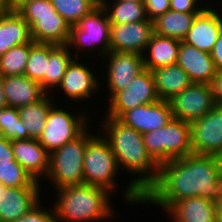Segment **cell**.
<instances>
[{
	"mask_svg": "<svg viewBox=\"0 0 222 222\" xmlns=\"http://www.w3.org/2000/svg\"><path fill=\"white\" fill-rule=\"evenodd\" d=\"M221 192L220 158L190 154L160 165L159 176L144 193L142 203L159 206L166 212L175 202L194 196L216 202Z\"/></svg>",
	"mask_w": 222,
	"mask_h": 222,
	"instance_id": "cell-1",
	"label": "cell"
},
{
	"mask_svg": "<svg viewBox=\"0 0 222 222\" xmlns=\"http://www.w3.org/2000/svg\"><path fill=\"white\" fill-rule=\"evenodd\" d=\"M101 134L109 143L118 167L123 172L136 175L122 190L129 205L142 204L144 193L156 182L160 166L148 154L143 134L125 125L118 118L105 116L100 121ZM103 130V131H102Z\"/></svg>",
	"mask_w": 222,
	"mask_h": 222,
	"instance_id": "cell-2",
	"label": "cell"
},
{
	"mask_svg": "<svg viewBox=\"0 0 222 222\" xmlns=\"http://www.w3.org/2000/svg\"><path fill=\"white\" fill-rule=\"evenodd\" d=\"M55 194L52 206L56 222H102L116 215L112 194L104 188L80 184L59 188Z\"/></svg>",
	"mask_w": 222,
	"mask_h": 222,
	"instance_id": "cell-3",
	"label": "cell"
},
{
	"mask_svg": "<svg viewBox=\"0 0 222 222\" xmlns=\"http://www.w3.org/2000/svg\"><path fill=\"white\" fill-rule=\"evenodd\" d=\"M16 12L28 23L34 42L68 44L71 27L56 11L51 0L26 2Z\"/></svg>",
	"mask_w": 222,
	"mask_h": 222,
	"instance_id": "cell-4",
	"label": "cell"
},
{
	"mask_svg": "<svg viewBox=\"0 0 222 222\" xmlns=\"http://www.w3.org/2000/svg\"><path fill=\"white\" fill-rule=\"evenodd\" d=\"M91 131L92 127L88 126L77 138L50 153L49 170L45 178L50 184L52 182L53 191L65 186L84 184V152L87 142L96 134Z\"/></svg>",
	"mask_w": 222,
	"mask_h": 222,
	"instance_id": "cell-5",
	"label": "cell"
},
{
	"mask_svg": "<svg viewBox=\"0 0 222 222\" xmlns=\"http://www.w3.org/2000/svg\"><path fill=\"white\" fill-rule=\"evenodd\" d=\"M148 154L160 166L193 154L190 123L172 118L164 127L143 134Z\"/></svg>",
	"mask_w": 222,
	"mask_h": 222,
	"instance_id": "cell-6",
	"label": "cell"
},
{
	"mask_svg": "<svg viewBox=\"0 0 222 222\" xmlns=\"http://www.w3.org/2000/svg\"><path fill=\"white\" fill-rule=\"evenodd\" d=\"M110 25L108 14L100 4L77 25L71 26L67 45L71 52L74 51V58H80L79 55L84 52L88 57L93 53L102 59L110 51Z\"/></svg>",
	"mask_w": 222,
	"mask_h": 222,
	"instance_id": "cell-7",
	"label": "cell"
},
{
	"mask_svg": "<svg viewBox=\"0 0 222 222\" xmlns=\"http://www.w3.org/2000/svg\"><path fill=\"white\" fill-rule=\"evenodd\" d=\"M120 172L109 143L101 134L96 133L87 142L84 152V184L98 186L115 194L119 187L116 180Z\"/></svg>",
	"mask_w": 222,
	"mask_h": 222,
	"instance_id": "cell-8",
	"label": "cell"
},
{
	"mask_svg": "<svg viewBox=\"0 0 222 222\" xmlns=\"http://www.w3.org/2000/svg\"><path fill=\"white\" fill-rule=\"evenodd\" d=\"M54 104L48 113L46 124L38 137L39 143L49 152L62 147L65 143L74 140L88 127L89 116L86 111L72 113L63 107ZM72 113V114H71ZM87 114V115H86Z\"/></svg>",
	"mask_w": 222,
	"mask_h": 222,
	"instance_id": "cell-9",
	"label": "cell"
},
{
	"mask_svg": "<svg viewBox=\"0 0 222 222\" xmlns=\"http://www.w3.org/2000/svg\"><path fill=\"white\" fill-rule=\"evenodd\" d=\"M152 72L144 69L121 91L107 101L104 116L119 118L125 111L159 101Z\"/></svg>",
	"mask_w": 222,
	"mask_h": 222,
	"instance_id": "cell-10",
	"label": "cell"
},
{
	"mask_svg": "<svg viewBox=\"0 0 222 222\" xmlns=\"http://www.w3.org/2000/svg\"><path fill=\"white\" fill-rule=\"evenodd\" d=\"M173 118L191 123L206 115L215 106L211 85L192 83L168 100Z\"/></svg>",
	"mask_w": 222,
	"mask_h": 222,
	"instance_id": "cell-11",
	"label": "cell"
},
{
	"mask_svg": "<svg viewBox=\"0 0 222 222\" xmlns=\"http://www.w3.org/2000/svg\"><path fill=\"white\" fill-rule=\"evenodd\" d=\"M193 154L222 156V106L190 123Z\"/></svg>",
	"mask_w": 222,
	"mask_h": 222,
	"instance_id": "cell-12",
	"label": "cell"
},
{
	"mask_svg": "<svg viewBox=\"0 0 222 222\" xmlns=\"http://www.w3.org/2000/svg\"><path fill=\"white\" fill-rule=\"evenodd\" d=\"M96 72L91 70L87 65L79 58H73L68 64L65 74L63 75L61 82L56 88V92L62 91V95L70 101L81 103L86 99H91L95 96L96 92L103 91L101 89V78L97 76ZM100 80H99V79ZM59 89V90H58ZM101 89V90H100ZM58 90V91H57ZM93 94V95H92Z\"/></svg>",
	"mask_w": 222,
	"mask_h": 222,
	"instance_id": "cell-13",
	"label": "cell"
},
{
	"mask_svg": "<svg viewBox=\"0 0 222 222\" xmlns=\"http://www.w3.org/2000/svg\"><path fill=\"white\" fill-rule=\"evenodd\" d=\"M102 59H106V73L107 76H103V79L107 77L109 91L108 101L119 91L124 89L131 80L141 73L144 67V61L142 54L127 53V52H113L109 51Z\"/></svg>",
	"mask_w": 222,
	"mask_h": 222,
	"instance_id": "cell-14",
	"label": "cell"
},
{
	"mask_svg": "<svg viewBox=\"0 0 222 222\" xmlns=\"http://www.w3.org/2000/svg\"><path fill=\"white\" fill-rule=\"evenodd\" d=\"M154 33L153 21L110 25V51L143 54Z\"/></svg>",
	"mask_w": 222,
	"mask_h": 222,
	"instance_id": "cell-15",
	"label": "cell"
},
{
	"mask_svg": "<svg viewBox=\"0 0 222 222\" xmlns=\"http://www.w3.org/2000/svg\"><path fill=\"white\" fill-rule=\"evenodd\" d=\"M207 5L193 20L191 28L182 40L188 45L210 53L222 30V12Z\"/></svg>",
	"mask_w": 222,
	"mask_h": 222,
	"instance_id": "cell-16",
	"label": "cell"
},
{
	"mask_svg": "<svg viewBox=\"0 0 222 222\" xmlns=\"http://www.w3.org/2000/svg\"><path fill=\"white\" fill-rule=\"evenodd\" d=\"M41 187L13 188L4 186L0 192V222H12L27 214L44 199Z\"/></svg>",
	"mask_w": 222,
	"mask_h": 222,
	"instance_id": "cell-17",
	"label": "cell"
},
{
	"mask_svg": "<svg viewBox=\"0 0 222 222\" xmlns=\"http://www.w3.org/2000/svg\"><path fill=\"white\" fill-rule=\"evenodd\" d=\"M173 118L168 101L159 100L125 111L118 119L125 125L145 134L164 127Z\"/></svg>",
	"mask_w": 222,
	"mask_h": 222,
	"instance_id": "cell-18",
	"label": "cell"
},
{
	"mask_svg": "<svg viewBox=\"0 0 222 222\" xmlns=\"http://www.w3.org/2000/svg\"><path fill=\"white\" fill-rule=\"evenodd\" d=\"M14 158L37 182L45 177L49 170L50 153L38 139L12 140Z\"/></svg>",
	"mask_w": 222,
	"mask_h": 222,
	"instance_id": "cell-19",
	"label": "cell"
},
{
	"mask_svg": "<svg viewBox=\"0 0 222 222\" xmlns=\"http://www.w3.org/2000/svg\"><path fill=\"white\" fill-rule=\"evenodd\" d=\"M177 64L186 71L192 83L211 85L217 69L211 54L181 41Z\"/></svg>",
	"mask_w": 222,
	"mask_h": 222,
	"instance_id": "cell-20",
	"label": "cell"
},
{
	"mask_svg": "<svg viewBox=\"0 0 222 222\" xmlns=\"http://www.w3.org/2000/svg\"><path fill=\"white\" fill-rule=\"evenodd\" d=\"M166 213L171 222H217L216 203L200 196L179 200Z\"/></svg>",
	"mask_w": 222,
	"mask_h": 222,
	"instance_id": "cell-21",
	"label": "cell"
},
{
	"mask_svg": "<svg viewBox=\"0 0 222 222\" xmlns=\"http://www.w3.org/2000/svg\"><path fill=\"white\" fill-rule=\"evenodd\" d=\"M3 90L8 106L13 108L35 103L47 95L39 82L25 75L4 76Z\"/></svg>",
	"mask_w": 222,
	"mask_h": 222,
	"instance_id": "cell-22",
	"label": "cell"
},
{
	"mask_svg": "<svg viewBox=\"0 0 222 222\" xmlns=\"http://www.w3.org/2000/svg\"><path fill=\"white\" fill-rule=\"evenodd\" d=\"M181 40L153 33L143 56L144 67L150 71L177 63ZM147 50V51H146Z\"/></svg>",
	"mask_w": 222,
	"mask_h": 222,
	"instance_id": "cell-23",
	"label": "cell"
},
{
	"mask_svg": "<svg viewBox=\"0 0 222 222\" xmlns=\"http://www.w3.org/2000/svg\"><path fill=\"white\" fill-rule=\"evenodd\" d=\"M151 72L160 100L168 101L175 94L180 93L192 84L186 71L177 63L153 69Z\"/></svg>",
	"mask_w": 222,
	"mask_h": 222,
	"instance_id": "cell-24",
	"label": "cell"
},
{
	"mask_svg": "<svg viewBox=\"0 0 222 222\" xmlns=\"http://www.w3.org/2000/svg\"><path fill=\"white\" fill-rule=\"evenodd\" d=\"M30 41V27L16 11L0 15V57L12 47Z\"/></svg>",
	"mask_w": 222,
	"mask_h": 222,
	"instance_id": "cell-25",
	"label": "cell"
},
{
	"mask_svg": "<svg viewBox=\"0 0 222 222\" xmlns=\"http://www.w3.org/2000/svg\"><path fill=\"white\" fill-rule=\"evenodd\" d=\"M197 14L199 13H183L168 10L153 20L154 33L182 41L186 37Z\"/></svg>",
	"mask_w": 222,
	"mask_h": 222,
	"instance_id": "cell-26",
	"label": "cell"
},
{
	"mask_svg": "<svg viewBox=\"0 0 222 222\" xmlns=\"http://www.w3.org/2000/svg\"><path fill=\"white\" fill-rule=\"evenodd\" d=\"M69 46L56 45L49 43V59L47 61L46 72L44 75V90L50 94V89L57 88L68 64L74 58Z\"/></svg>",
	"mask_w": 222,
	"mask_h": 222,
	"instance_id": "cell-27",
	"label": "cell"
},
{
	"mask_svg": "<svg viewBox=\"0 0 222 222\" xmlns=\"http://www.w3.org/2000/svg\"><path fill=\"white\" fill-rule=\"evenodd\" d=\"M55 103L57 104V101L54 102L53 96L47 94L43 99L35 103L18 108L20 119L31 138L38 139L41 135L50 108Z\"/></svg>",
	"mask_w": 222,
	"mask_h": 222,
	"instance_id": "cell-28",
	"label": "cell"
},
{
	"mask_svg": "<svg viewBox=\"0 0 222 222\" xmlns=\"http://www.w3.org/2000/svg\"><path fill=\"white\" fill-rule=\"evenodd\" d=\"M100 4L107 12L110 24H124L149 20L146 16L144 3L100 0Z\"/></svg>",
	"mask_w": 222,
	"mask_h": 222,
	"instance_id": "cell-29",
	"label": "cell"
},
{
	"mask_svg": "<svg viewBox=\"0 0 222 222\" xmlns=\"http://www.w3.org/2000/svg\"><path fill=\"white\" fill-rule=\"evenodd\" d=\"M56 11L71 26L100 5V0H51Z\"/></svg>",
	"mask_w": 222,
	"mask_h": 222,
	"instance_id": "cell-30",
	"label": "cell"
},
{
	"mask_svg": "<svg viewBox=\"0 0 222 222\" xmlns=\"http://www.w3.org/2000/svg\"><path fill=\"white\" fill-rule=\"evenodd\" d=\"M30 54V42L9 49L0 57V75H24Z\"/></svg>",
	"mask_w": 222,
	"mask_h": 222,
	"instance_id": "cell-31",
	"label": "cell"
},
{
	"mask_svg": "<svg viewBox=\"0 0 222 222\" xmlns=\"http://www.w3.org/2000/svg\"><path fill=\"white\" fill-rule=\"evenodd\" d=\"M49 59V43L30 41V54L24 75L37 81L44 89V75Z\"/></svg>",
	"mask_w": 222,
	"mask_h": 222,
	"instance_id": "cell-32",
	"label": "cell"
},
{
	"mask_svg": "<svg viewBox=\"0 0 222 222\" xmlns=\"http://www.w3.org/2000/svg\"><path fill=\"white\" fill-rule=\"evenodd\" d=\"M0 135L10 140L31 139L20 119L18 108L0 107Z\"/></svg>",
	"mask_w": 222,
	"mask_h": 222,
	"instance_id": "cell-33",
	"label": "cell"
},
{
	"mask_svg": "<svg viewBox=\"0 0 222 222\" xmlns=\"http://www.w3.org/2000/svg\"><path fill=\"white\" fill-rule=\"evenodd\" d=\"M0 182L5 187L42 186L19 164L17 160L0 163Z\"/></svg>",
	"mask_w": 222,
	"mask_h": 222,
	"instance_id": "cell-34",
	"label": "cell"
},
{
	"mask_svg": "<svg viewBox=\"0 0 222 222\" xmlns=\"http://www.w3.org/2000/svg\"><path fill=\"white\" fill-rule=\"evenodd\" d=\"M40 201L35 205L27 214L23 217L12 221V222H56L54 216V209L46 208L41 204Z\"/></svg>",
	"mask_w": 222,
	"mask_h": 222,
	"instance_id": "cell-35",
	"label": "cell"
},
{
	"mask_svg": "<svg viewBox=\"0 0 222 222\" xmlns=\"http://www.w3.org/2000/svg\"><path fill=\"white\" fill-rule=\"evenodd\" d=\"M146 16L153 21L170 10V0H144Z\"/></svg>",
	"mask_w": 222,
	"mask_h": 222,
	"instance_id": "cell-36",
	"label": "cell"
},
{
	"mask_svg": "<svg viewBox=\"0 0 222 222\" xmlns=\"http://www.w3.org/2000/svg\"><path fill=\"white\" fill-rule=\"evenodd\" d=\"M202 0H170V10L183 13H200L207 4ZM202 4V5H201Z\"/></svg>",
	"mask_w": 222,
	"mask_h": 222,
	"instance_id": "cell-37",
	"label": "cell"
},
{
	"mask_svg": "<svg viewBox=\"0 0 222 222\" xmlns=\"http://www.w3.org/2000/svg\"><path fill=\"white\" fill-rule=\"evenodd\" d=\"M15 160L12 149V140L0 135V163H9Z\"/></svg>",
	"mask_w": 222,
	"mask_h": 222,
	"instance_id": "cell-38",
	"label": "cell"
},
{
	"mask_svg": "<svg viewBox=\"0 0 222 222\" xmlns=\"http://www.w3.org/2000/svg\"><path fill=\"white\" fill-rule=\"evenodd\" d=\"M210 54L217 71H222V30Z\"/></svg>",
	"mask_w": 222,
	"mask_h": 222,
	"instance_id": "cell-39",
	"label": "cell"
},
{
	"mask_svg": "<svg viewBox=\"0 0 222 222\" xmlns=\"http://www.w3.org/2000/svg\"><path fill=\"white\" fill-rule=\"evenodd\" d=\"M215 105L222 106V71H217L211 84Z\"/></svg>",
	"mask_w": 222,
	"mask_h": 222,
	"instance_id": "cell-40",
	"label": "cell"
},
{
	"mask_svg": "<svg viewBox=\"0 0 222 222\" xmlns=\"http://www.w3.org/2000/svg\"><path fill=\"white\" fill-rule=\"evenodd\" d=\"M32 0H6L7 6L10 11H17L21 6H23L26 2Z\"/></svg>",
	"mask_w": 222,
	"mask_h": 222,
	"instance_id": "cell-41",
	"label": "cell"
},
{
	"mask_svg": "<svg viewBox=\"0 0 222 222\" xmlns=\"http://www.w3.org/2000/svg\"><path fill=\"white\" fill-rule=\"evenodd\" d=\"M216 203L217 222H222V192Z\"/></svg>",
	"mask_w": 222,
	"mask_h": 222,
	"instance_id": "cell-42",
	"label": "cell"
},
{
	"mask_svg": "<svg viewBox=\"0 0 222 222\" xmlns=\"http://www.w3.org/2000/svg\"><path fill=\"white\" fill-rule=\"evenodd\" d=\"M7 101L3 90V77L0 75V107H7Z\"/></svg>",
	"mask_w": 222,
	"mask_h": 222,
	"instance_id": "cell-43",
	"label": "cell"
},
{
	"mask_svg": "<svg viewBox=\"0 0 222 222\" xmlns=\"http://www.w3.org/2000/svg\"><path fill=\"white\" fill-rule=\"evenodd\" d=\"M9 11L6 0H0V15L6 14Z\"/></svg>",
	"mask_w": 222,
	"mask_h": 222,
	"instance_id": "cell-44",
	"label": "cell"
},
{
	"mask_svg": "<svg viewBox=\"0 0 222 222\" xmlns=\"http://www.w3.org/2000/svg\"><path fill=\"white\" fill-rule=\"evenodd\" d=\"M119 1H124V2L133 1V2H138V3H144V0H119Z\"/></svg>",
	"mask_w": 222,
	"mask_h": 222,
	"instance_id": "cell-45",
	"label": "cell"
},
{
	"mask_svg": "<svg viewBox=\"0 0 222 222\" xmlns=\"http://www.w3.org/2000/svg\"><path fill=\"white\" fill-rule=\"evenodd\" d=\"M221 161V170H222V156L219 157Z\"/></svg>",
	"mask_w": 222,
	"mask_h": 222,
	"instance_id": "cell-46",
	"label": "cell"
},
{
	"mask_svg": "<svg viewBox=\"0 0 222 222\" xmlns=\"http://www.w3.org/2000/svg\"><path fill=\"white\" fill-rule=\"evenodd\" d=\"M4 187V185L1 184L0 182V192H1V189Z\"/></svg>",
	"mask_w": 222,
	"mask_h": 222,
	"instance_id": "cell-47",
	"label": "cell"
}]
</instances>
